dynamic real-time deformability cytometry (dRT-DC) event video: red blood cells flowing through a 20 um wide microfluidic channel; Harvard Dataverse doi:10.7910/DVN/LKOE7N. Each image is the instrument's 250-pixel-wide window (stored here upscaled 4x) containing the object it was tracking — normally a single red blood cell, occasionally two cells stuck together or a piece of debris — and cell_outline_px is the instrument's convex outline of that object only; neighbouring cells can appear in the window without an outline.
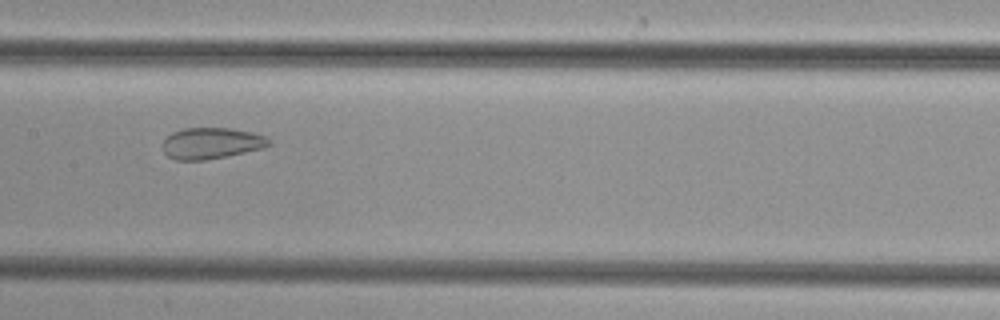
{"species": "common noctule bat (a hibernating species)", "species_latin": "Nyctalus noctula", "temperature_condition": "cold", "stored_images_in_passage": 39, "camera_frame_rate_fps": 3000, "um_per_image_px": 0.085, "animal": {"sex": "female", "body_mass_g": 29.2, "forearm_length_mm": 56.3}, "frame": {"image": 1, "passage_image": 14, "time_ms": 4.333, "image_size_px": [1000, 320], "cell_outline_px": [[272, 144], [264, 148], [204, 160], [176, 160], [168, 156], [164, 152], [164, 140], [172, 132], [184, 128], [232, 128], [252, 132], [264, 136], [272, 140]], "centroid_in_image_um": [18.0, 12.16], "position_along_channel_um": 189.4, "area_um2": 19.25}}
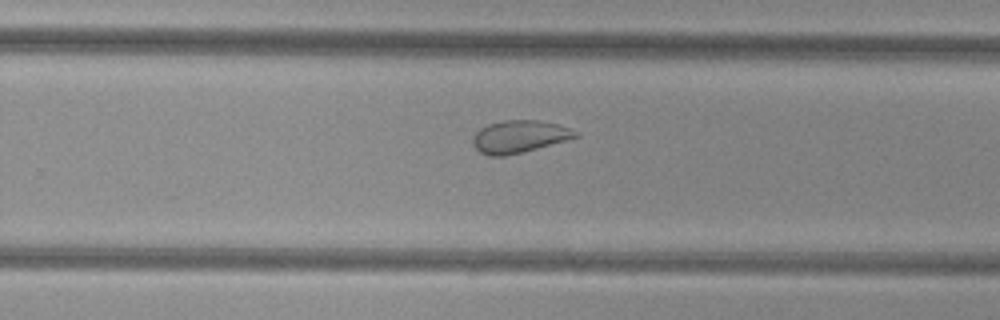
{"frame": {"image": 2, "passage_image": 21, "time_ms": 6.667, "image_size_px": [1000, 320], "cell_outline_px": [[580, 136], [524, 152], [504, 156], [488, 156], [480, 152], [472, 144], [472, 140], [476, 132], [480, 128], [488, 124], [504, 120], [540, 120], [560, 124], [580, 132]], "centroid_in_image_um": [44.16, 11.6], "position_along_channel_um": 285.6, "area_um2": 19.59}}
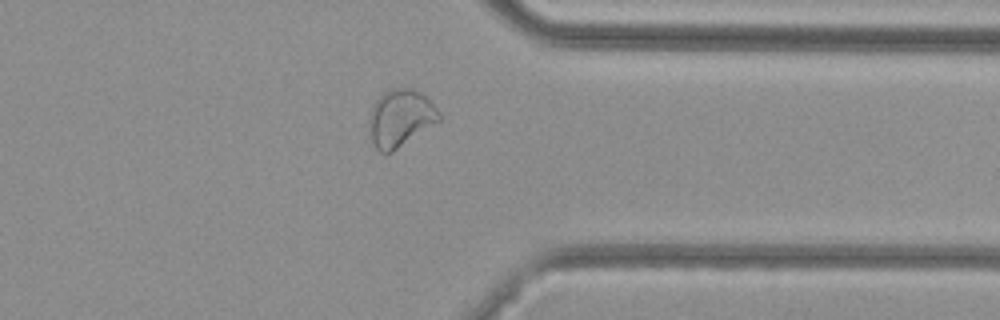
{"frame": {"image": 3, "passage_image": 28, "time_ms": 9.0, "image_size_px": [1000, 320], "cell_outline_px": [[440, 120], [392, 152], [380, 152], [372, 144], [368, 128], [368, 120], [372, 104], [388, 88], [412, 88], [420, 92], [440, 112]], "centroid_in_image_um": [33.98, 10.03], "position_along_channel_um": 377.4, "area_um2": 23.29}}